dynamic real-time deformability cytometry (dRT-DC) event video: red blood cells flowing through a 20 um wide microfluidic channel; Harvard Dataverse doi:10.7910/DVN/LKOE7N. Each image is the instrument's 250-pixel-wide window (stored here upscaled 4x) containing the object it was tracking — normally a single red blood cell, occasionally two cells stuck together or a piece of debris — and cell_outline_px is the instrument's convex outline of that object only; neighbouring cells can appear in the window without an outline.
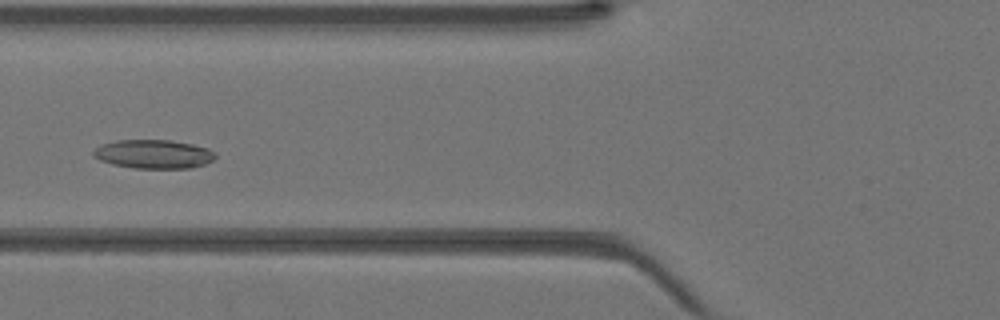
{"species": "Egyptian fruit bat (a non-hibernating species)", "species_latin": "Rousettus aegyptiacus", "temperature_condition": "warm", "stored_images_in_passage": 44, "camera_frame_rate_fps": 3000, "um_per_image_px": 0.085, "animal": {"sex": "female"}, "frame": {"image": 1, "passage_image": 17, "time_ms": 5.333, "image_size_px": [1000, 320], "cell_outline_px": [[216, 156], [212, 160], [204, 164], [192, 168], [136, 168], [112, 164], [100, 160], [92, 156], [92, 152], [100, 144], [116, 140], [172, 140], [192, 144], [208, 148], [216, 152]], "centroid_in_image_um": [13.05, 13.09], "position_along_channel_um": 112.8, "area_um2": 20.58}}
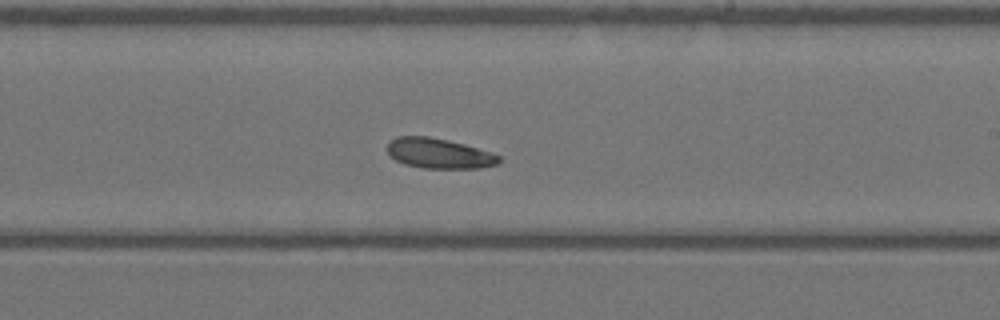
{"frame": {"image": 2, "passage_image": 26, "time_ms": 8.333, "image_size_px": [1000, 320], "cell_outline_px": [[500, 160], [496, 164], [480, 168], [424, 168], [404, 164], [396, 160], [388, 152], [388, 140], [396, 136], [428, 136], [448, 140], [464, 144], [492, 152], [500, 156]], "centroid_in_image_um": [37.3, 13.03], "position_along_channel_um": 251.7, "area_um2": 19.59}}
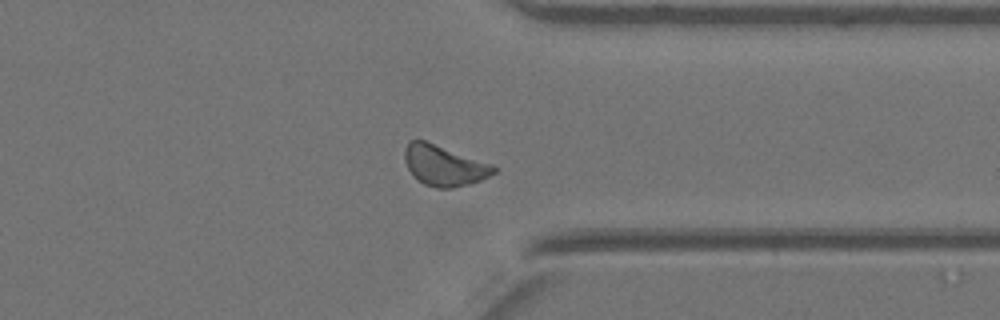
{"frame": {"image": 3, "passage_image": 34, "time_ms": 11.0, "image_size_px": [1000, 320], "cell_outline_px": [[500, 168], [496, 172], [480, 180], [468, 184], [452, 188], [436, 188], [424, 184], [416, 180], [412, 176], [404, 160], [404, 148], [408, 140], [424, 140], [492, 164]], "centroid_in_image_um": [37.72, 14.07], "position_along_channel_um": 373.7, "area_um2": 21.15}}